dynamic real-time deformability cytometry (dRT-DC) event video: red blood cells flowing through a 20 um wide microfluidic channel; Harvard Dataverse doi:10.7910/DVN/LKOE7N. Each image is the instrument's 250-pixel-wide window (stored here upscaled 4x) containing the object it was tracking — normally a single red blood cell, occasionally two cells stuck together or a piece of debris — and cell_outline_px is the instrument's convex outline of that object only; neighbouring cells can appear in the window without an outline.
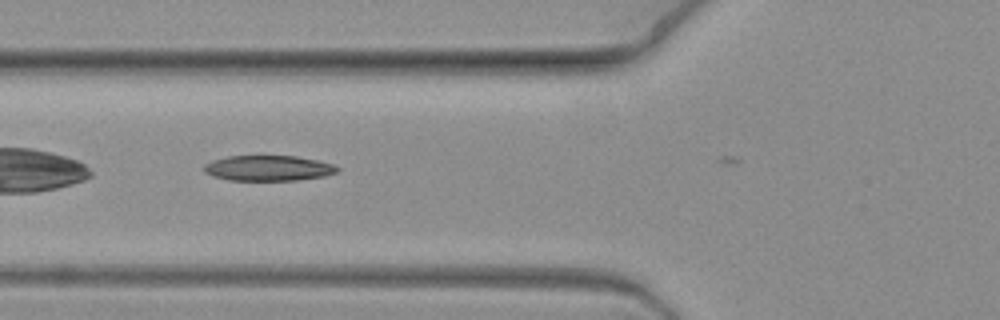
{"species": "common noctule bat (a hibernating species)", "species_latin": "Nyctalus noctula", "temperature_condition": "warm", "stored_images_in_passage": 9, "camera_frame_rate_fps": 3000, "um_per_image_px": 0.085, "animal": {"sex": "female", "body_mass_g": 19.3, "forearm_length_mm": 54.1}, "frame": {"image": 1, "passage_image": 8, "time_ms": 2.333, "image_size_px": [1000, 320], "cell_outline_px": [[340, 168], [336, 172], [324, 176], [296, 180], [228, 180], [212, 176], [204, 172], [204, 164], [212, 160], [228, 156], [296, 156], [316, 160], [332, 164]], "centroid_in_image_um": [22.77, 14.29], "position_along_channel_um": 103.0, "area_um2": 19.65}}